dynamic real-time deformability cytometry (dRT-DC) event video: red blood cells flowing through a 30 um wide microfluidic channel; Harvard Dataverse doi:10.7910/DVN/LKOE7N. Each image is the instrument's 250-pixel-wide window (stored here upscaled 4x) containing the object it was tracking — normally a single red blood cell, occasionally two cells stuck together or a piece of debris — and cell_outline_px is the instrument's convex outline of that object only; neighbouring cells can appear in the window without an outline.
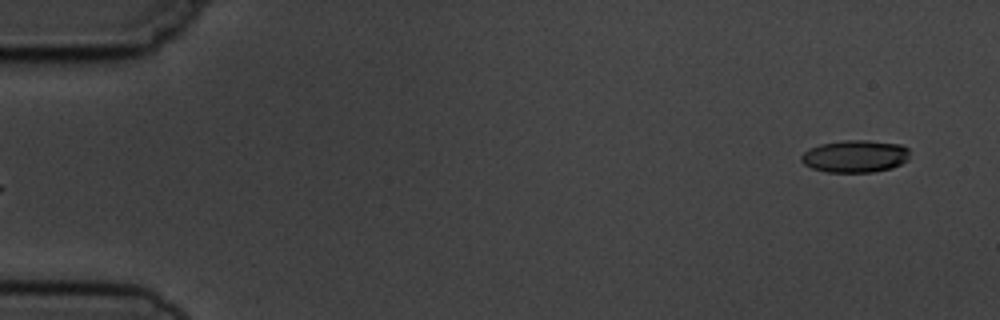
{"species": "common noctule bat (a hibernating species)", "species_latin": "Nyctalus noctula", "temperature_condition": "cold", "stored_images_in_passage": 6, "segment_of_instrument_passage": [2, 2], "camera_frame_rate_fps": 3000, "um_per_image_px": 0.085, "animal": {"sex": "male", "body_mass_g": 19.5, "forearm_length_mm": 54.6}, "frame": {"image": 1, "passage_image": 6, "time_ms": 5.667, "image_size_px": [1000, 320], "cell_outline_px": [[908, 160], [892, 168], [872, 172], [828, 172], [812, 168], [804, 164], [800, 160], [800, 156], [808, 148], [820, 144], [844, 140], [868, 140], [900, 144], [908, 148]], "centroid_in_image_um": [72.67, 13.28], "position_along_channel_um": 12.3, "area_um2": 20.52}}